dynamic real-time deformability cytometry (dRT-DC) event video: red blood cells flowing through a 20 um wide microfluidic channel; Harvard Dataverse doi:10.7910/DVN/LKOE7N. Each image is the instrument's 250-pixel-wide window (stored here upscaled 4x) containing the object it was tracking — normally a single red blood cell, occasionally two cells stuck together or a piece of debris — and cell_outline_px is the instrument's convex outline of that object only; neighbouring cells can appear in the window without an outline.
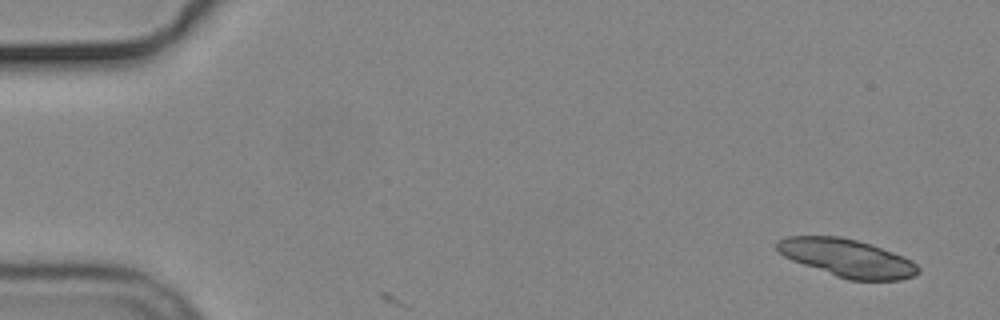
{"species": "common noctule bat (a hibernating species)", "species_latin": "Nyctalus noctula", "temperature_condition": "cold", "stored_images_in_passage": 6, "camera_frame_rate_fps": 3000, "um_per_image_px": 0.085, "animal": {"sex": "male", "body_mass_g": 19.2, "forearm_length_mm": 51.8}, "frame": {"image": 1, "passage_image": 1, "time_ms": 0.0, "image_size_px": [1000, 320], "cell_outline_px": [[920, 272], [912, 276], [900, 280], [848, 280], [836, 276], [792, 260], [784, 256], [776, 248], [776, 240], [788, 236], [840, 236], [872, 244], [904, 256], [912, 260], [920, 268]], "centroid_in_image_um": [72.02, 21.92], "position_along_channel_um": 13.0, "area_um2": 31.15}}
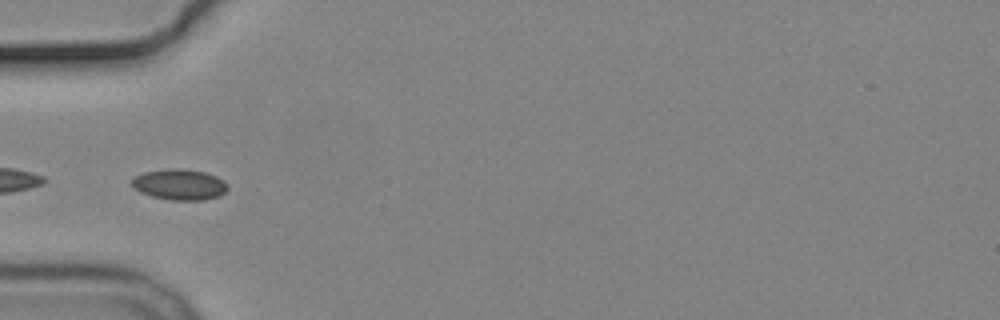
{"frame": {"image": 2, "passage_image": 5, "time_ms": 5.333, "image_size_px": [1000, 320], "cell_outline_px": [[228, 188], [224, 192], [216, 196], [204, 200], [172, 200], [152, 196], [140, 192], [132, 188], [132, 176], [144, 172], [168, 168], [184, 168], [204, 172], [216, 176], [224, 180], [228, 184]], "centroid_in_image_um": [15.23, 15.67], "position_along_channel_um": 69.8, "area_um2": 17.34}}
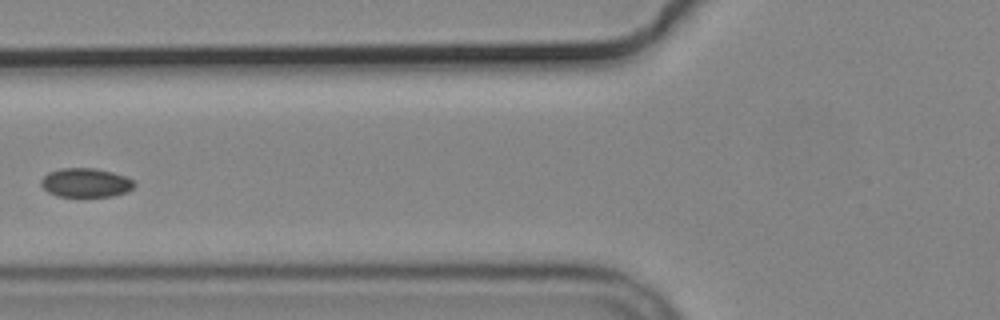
{"frame": {"image": 3, "passage_image": 6, "time_ms": 6.667, "image_size_px": [1000, 320], "cell_outline_px": [[136, 184], [128, 192], [112, 196], [56, 196], [48, 192], [40, 184], [40, 180], [48, 172], [60, 168], [96, 168], [112, 172], [136, 180]], "centroid_in_image_um": [7.3, 15.52], "position_along_channel_um": 118.5, "area_um2": 15.9}}